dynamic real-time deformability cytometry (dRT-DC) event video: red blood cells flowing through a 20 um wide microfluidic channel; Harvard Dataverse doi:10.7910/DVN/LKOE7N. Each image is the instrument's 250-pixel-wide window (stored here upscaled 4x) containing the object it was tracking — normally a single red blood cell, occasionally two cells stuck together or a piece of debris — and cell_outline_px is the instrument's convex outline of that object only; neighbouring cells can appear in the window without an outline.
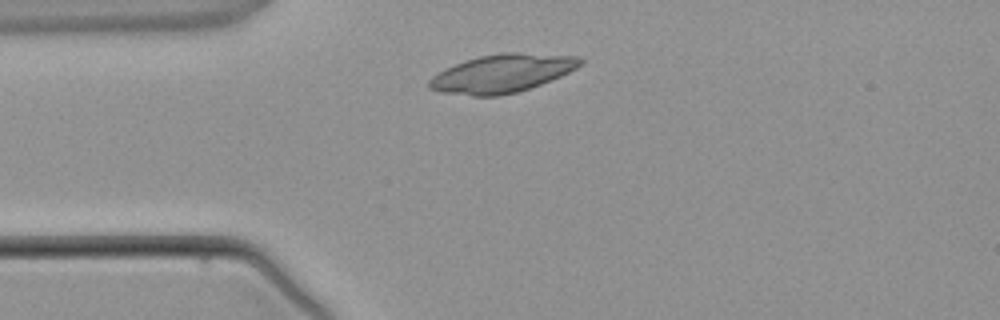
{"species": "common noctule bat (a hibernating species)", "species_latin": "Nyctalus noctula", "temperature_condition": "warm", "stored_images_in_passage": 2, "camera_frame_rate_fps": 3000, "um_per_image_px": 0.085, "animal": {"sex": "male", "body_mass_g": 21.5, "forearm_length_mm": 52.0}, "frame": {"image": 1, "passage_image": 1, "time_ms": 0.0, "image_size_px": [1000, 320], "cell_outline_px": [[584, 64], [560, 76], [540, 84], [516, 92], [500, 96], [472, 96], [444, 92], [428, 88], [428, 80], [432, 76], [464, 60], [480, 56], [500, 52], [520, 52], [580, 56], [584, 60]], "centroid_in_image_um": [42.71, 6.22], "position_along_channel_um": 42.3, "area_um2": 33.58}}
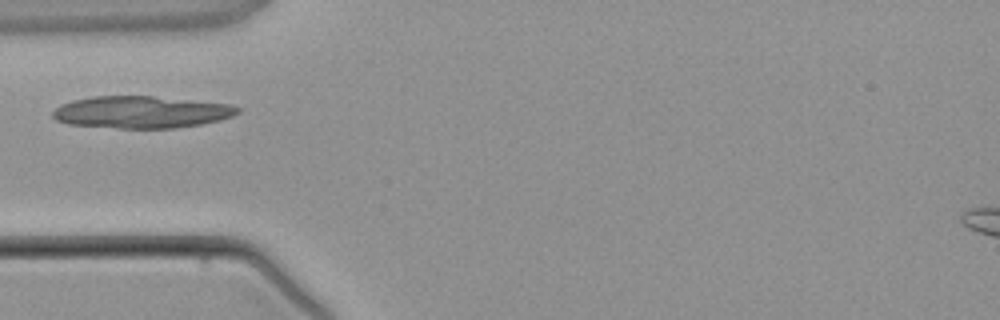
{"frame": {"image": 2, "passage_image": 2, "time_ms": 1.0, "image_size_px": [1000, 320], "cell_outline_px": [[240, 112], [232, 116], [220, 120], [200, 124], [176, 128], [120, 128], [68, 124], [56, 120], [52, 116], [52, 112], [60, 104], [72, 100], [92, 96], [152, 96], [232, 104], [240, 108]], "centroid_in_image_um": [12.01, 9.52], "position_along_channel_um": 73.0, "area_um2": 34.62}}